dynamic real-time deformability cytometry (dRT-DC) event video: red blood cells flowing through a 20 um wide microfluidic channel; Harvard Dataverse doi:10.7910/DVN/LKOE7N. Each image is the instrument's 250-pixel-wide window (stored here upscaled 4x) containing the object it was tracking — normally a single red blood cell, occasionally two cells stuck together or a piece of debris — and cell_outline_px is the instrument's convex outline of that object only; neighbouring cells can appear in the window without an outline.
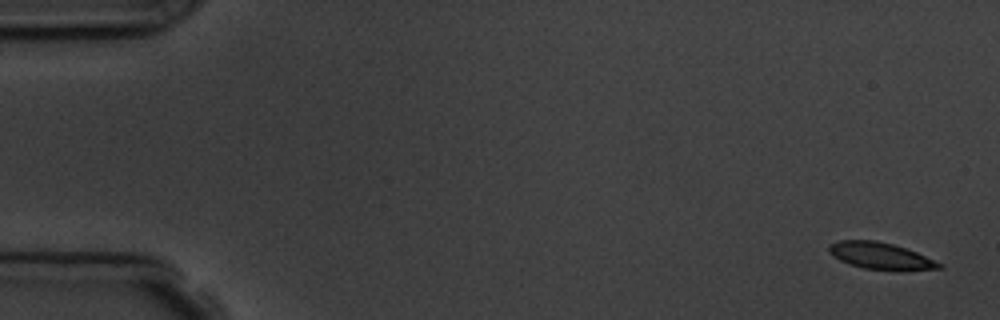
{"species": "common noctule bat (a hibernating species)", "species_latin": "Nyctalus noctula", "temperature_condition": "room temperature", "stored_images_in_passage": 6, "camera_frame_rate_fps": 3000, "um_per_image_px": 0.085, "animal": {"sex": "male", "body_mass_g": 19.5, "forearm_length_mm": 54.6}, "frame": {"image": 1, "passage_image": 1, "time_ms": 0.0, "image_size_px": [1000, 320], "cell_outline_px": [[944, 268], [900, 272], [864, 268], [840, 260], [832, 256], [828, 252], [828, 248], [832, 244], [840, 240], [876, 240], [892, 244], [916, 252], [944, 264]], "centroid_in_image_um": [74.92, 21.78], "position_along_channel_um": 10.1, "area_um2": 17.4}}